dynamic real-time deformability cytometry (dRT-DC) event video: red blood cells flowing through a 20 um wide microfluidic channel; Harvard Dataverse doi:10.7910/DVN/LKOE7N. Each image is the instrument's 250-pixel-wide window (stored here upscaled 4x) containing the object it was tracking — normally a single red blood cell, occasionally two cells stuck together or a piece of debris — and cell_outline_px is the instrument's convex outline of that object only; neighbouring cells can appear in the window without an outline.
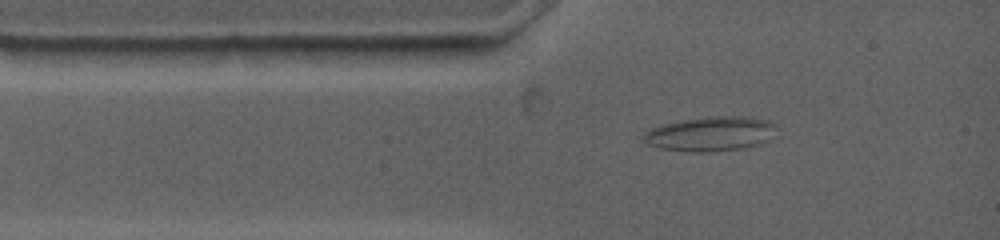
{"species": "common noctule bat (a hibernating species)", "species_latin": "Nyctalus noctula", "temperature_condition": "warm", "stored_images_in_passage": 8, "camera_frame_rate_fps": 4500, "um_per_image_px": 0.085, "animal": {"sex": "female", "body_mass_g": 19.0, "forearm_length_mm": 53.3}, "frame": {"image": 1, "passage_image": 1, "time_ms": 0.0, "image_size_px": [1000, 240], "cell_outline_px": [[776, 124], [772, 140], [760, 144], [744, 148], [712, 152], [688, 152], [660, 148], [644, 144], [640, 140], [640, 136], [644, 132], [652, 128], [664, 124], [680, 120], [712, 116], [752, 116], [772, 120]], "centroid_in_image_um": [60.41, 11.38], "position_along_channel_um": 24.6, "area_um2": 27.57}}
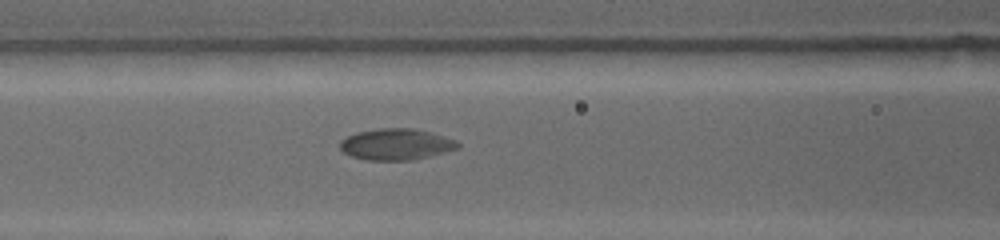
{"frame": {"image": 2, "passage_image": 6, "time_ms": 3.333, "image_size_px": [1000, 240], "cell_outline_px": [[460, 148], [408, 160], [368, 160], [352, 156], [344, 152], [340, 148], [340, 140], [356, 132], [376, 128], [416, 128], [432, 132], [456, 140], [460, 144]], "centroid_in_image_um": [33.66, 12.24], "position_along_channel_um": 132.9, "area_um2": 21.39}}
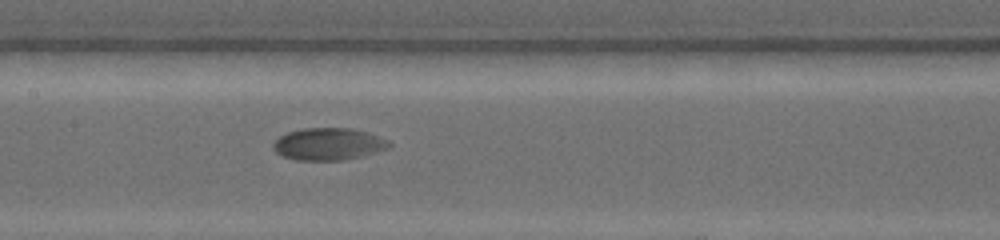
{"frame": {"image": 3, "passage_image": 8, "time_ms": 4.667, "image_size_px": [1000, 240], "cell_outline_px": [[392, 144], [388, 148], [360, 156], [340, 160], [296, 160], [284, 156], [276, 152], [272, 148], [272, 144], [280, 136], [288, 132], [304, 128], [352, 128], [368, 132], [388, 140]], "centroid_in_image_um": [27.91, 12.23], "position_along_channel_um": 179.5, "area_um2": 21.56}}